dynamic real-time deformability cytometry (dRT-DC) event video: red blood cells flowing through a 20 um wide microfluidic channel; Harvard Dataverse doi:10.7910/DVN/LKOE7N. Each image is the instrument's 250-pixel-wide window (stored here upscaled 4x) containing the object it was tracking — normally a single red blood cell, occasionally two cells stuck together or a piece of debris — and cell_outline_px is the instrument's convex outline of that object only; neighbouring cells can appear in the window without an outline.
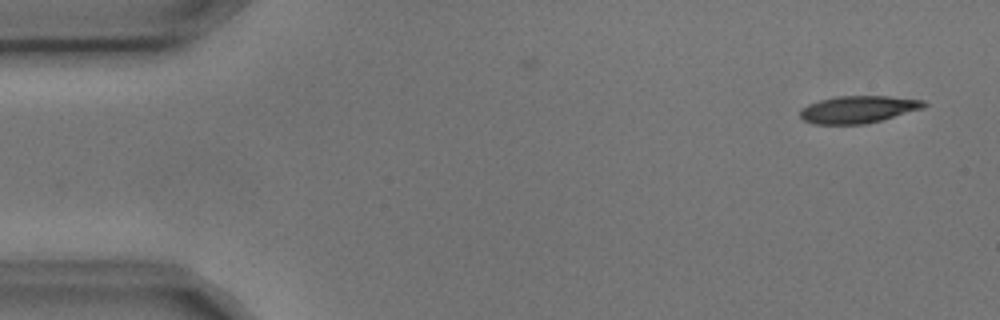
{"species": "common noctule bat (a hibernating species)", "species_latin": "Nyctalus noctula", "temperature_condition": "cold", "stored_images_in_passage": 5, "camera_frame_rate_fps": 3000, "um_per_image_px": 0.085, "animal": {"sex": "male", "body_mass_g": 17.9, "forearm_length_mm": 54.2}, "frame": {"image": 1, "passage_image": 1, "time_ms": 0.0, "image_size_px": [1000, 320], "cell_outline_px": [[928, 104], [924, 108], [880, 120], [864, 124], [812, 124], [804, 120], [800, 116], [800, 108], [808, 104], [820, 100], [836, 96], [888, 96], [924, 100]], "centroid_in_image_um": [72.93, 9.29], "position_along_channel_um": 12.1, "area_um2": 19.65}}
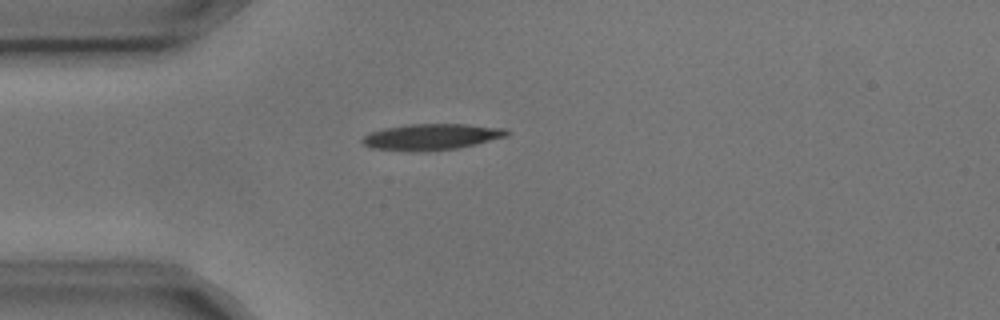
{"frame": {"image": 2, "passage_image": 4, "time_ms": 1.0, "image_size_px": [1000, 320], "cell_outline_px": [[512, 132], [508, 136], [476, 144], [456, 148], [424, 152], [412, 152], [372, 148], [364, 144], [360, 140], [368, 132], [384, 128], [412, 124], [464, 124], [508, 128]], "centroid_in_image_um": [36.7, 11.63], "position_along_channel_um": 48.3, "area_um2": 22.31}}